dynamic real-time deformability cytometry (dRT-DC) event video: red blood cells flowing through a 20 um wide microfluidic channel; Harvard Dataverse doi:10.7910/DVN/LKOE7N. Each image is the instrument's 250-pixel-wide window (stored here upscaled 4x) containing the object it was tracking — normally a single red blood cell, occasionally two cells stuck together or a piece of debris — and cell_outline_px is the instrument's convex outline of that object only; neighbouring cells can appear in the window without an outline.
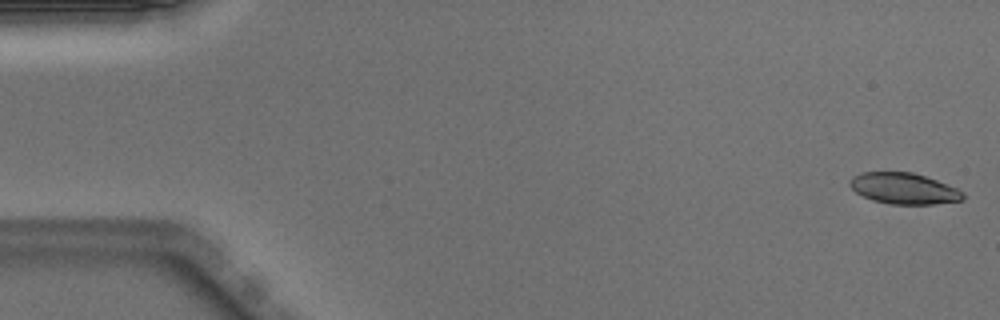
{"species": "Egyptian fruit bat (a non-hibernating species)", "species_latin": "Rousettus aegyptiacus", "temperature_condition": "warm", "stored_images_in_passage": 50, "camera_frame_rate_fps": 3000, "um_per_image_px": 0.085, "animal": {"sex": "male"}, "frame": {"image": 1, "passage_image": 1, "time_ms": 0.0, "image_size_px": [1000, 320], "cell_outline_px": [[964, 200], [932, 204], [892, 204], [872, 200], [856, 192], [848, 184], [852, 176], [860, 172], [912, 172], [936, 180], [956, 188], [964, 192]], "centroid_in_image_um": [76.81, 16.02], "position_along_channel_um": 8.2, "area_um2": 20.4}}
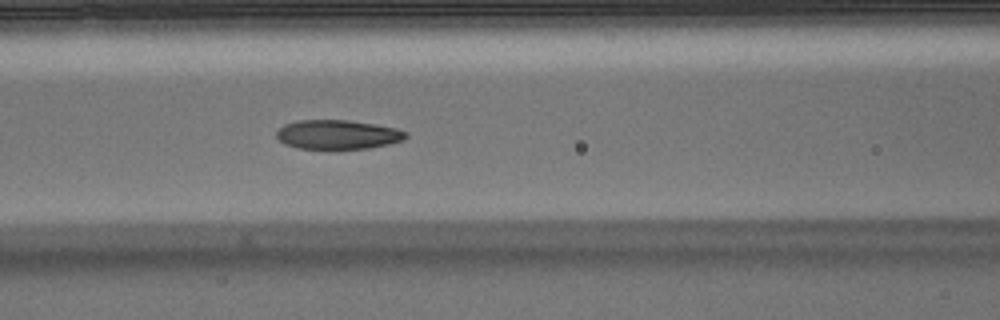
{"frame": {"image": 2, "passage_image": 21, "time_ms": 6.667, "image_size_px": [1000, 320], "cell_outline_px": [[408, 136], [404, 140], [372, 148], [336, 152], [300, 148], [284, 144], [276, 136], [276, 132], [284, 124], [296, 120], [348, 120], [376, 124], [396, 128], [408, 132]], "centroid_in_image_um": [28.72, 11.48], "position_along_channel_um": 137.9, "area_um2": 23.06}}
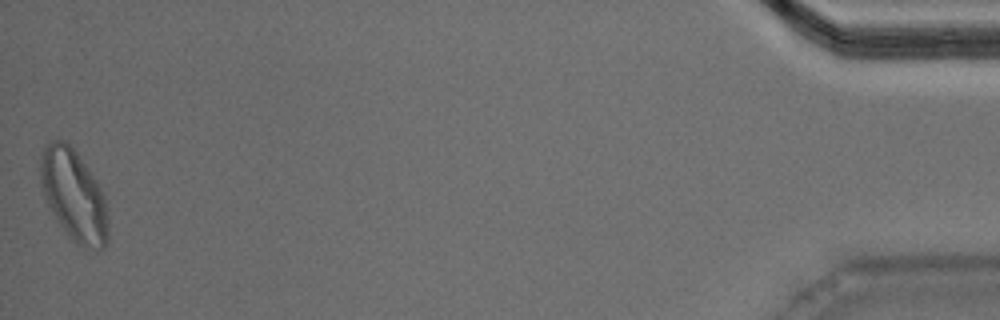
{"frame": {"image": 3, "passage_image": 50, "time_ms": 16.333, "image_size_px": [1000, 320], "cell_outline_px": [[108, 244], [104, 248], [96, 252], [84, 248], [72, 240], [68, 236], [60, 224], [48, 204], [44, 196], [40, 184], [40, 156], [44, 144], [52, 140], [64, 140], [76, 152], [96, 180], [104, 192], [108, 220]], "centroid_in_image_um": [6.29, 16.63], "position_along_channel_um": 428.9, "area_um2": 36.36}, "authors_computed_cell_mechanics": {"area_um2": 22.2241, "velocity_mm_per_s": 3.9815, "shape_relaxation_time_tau1_ms": 4.4316, "shape_relaxation_time_tau2_ms": 2.2573, "deformation_change_tau1": 0.1442, "deformation_change_tau2": 0.0852}}